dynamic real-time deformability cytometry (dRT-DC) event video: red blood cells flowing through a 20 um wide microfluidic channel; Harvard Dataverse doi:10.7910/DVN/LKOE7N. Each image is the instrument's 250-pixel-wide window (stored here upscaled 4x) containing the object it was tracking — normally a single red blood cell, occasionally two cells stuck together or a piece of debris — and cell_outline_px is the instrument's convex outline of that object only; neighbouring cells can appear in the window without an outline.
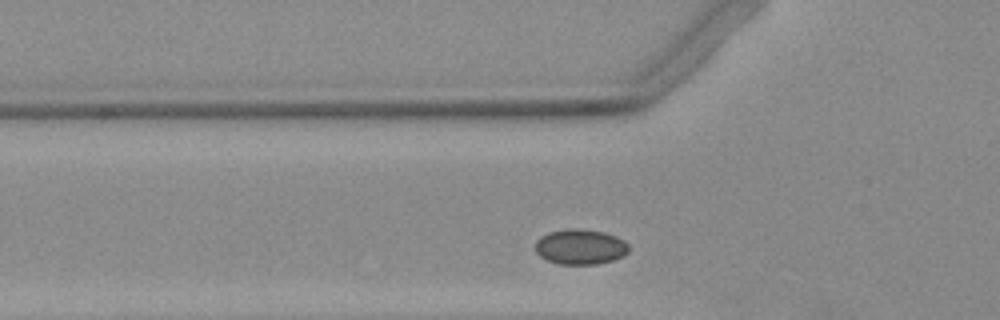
{"species": "Egyptian fruit bat (a non-hibernating species)", "species_latin": "Rousettus aegyptiacus", "temperature_condition": "warm", "stored_images_in_passage": 28, "camera_frame_rate_fps": 3000, "um_per_image_px": 0.085, "animal": {"sex": "female"}, "frame": {"image": 1, "passage_image": 4, "time_ms": 1.0, "image_size_px": [1000, 320], "cell_outline_px": [[628, 252], [624, 256], [612, 260], [596, 264], [556, 264], [540, 256], [536, 252], [536, 240], [540, 236], [548, 232], [568, 228], [580, 228], [604, 232], [616, 236], [624, 240], [628, 244]], "centroid_in_image_um": [49.32, 20.97], "position_along_channel_um": 76.5, "area_um2": 19.36}}
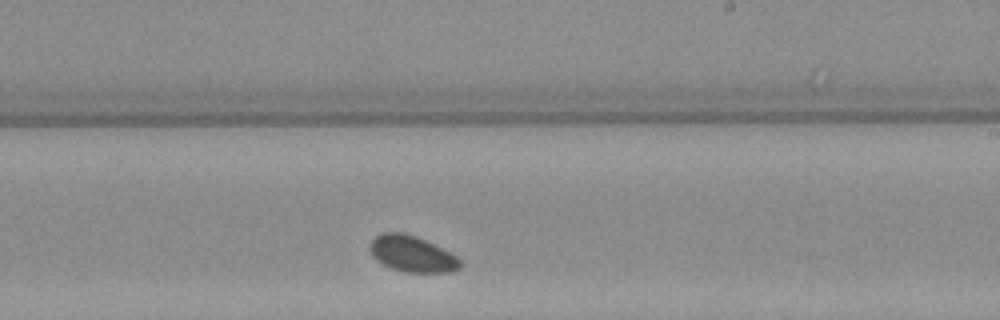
{"frame": {"image": 2, "passage_image": 18, "time_ms": 5.667, "image_size_px": [1000, 320], "cell_outline_px": [[464, 264], [460, 268], [452, 272], [404, 272], [388, 268], [376, 260], [372, 256], [372, 240], [376, 236], [384, 232], [404, 232], [416, 236], [456, 256]], "centroid_in_image_um": [35.03, 21.6], "position_along_channel_um": 254.0, "area_um2": 18.84}}
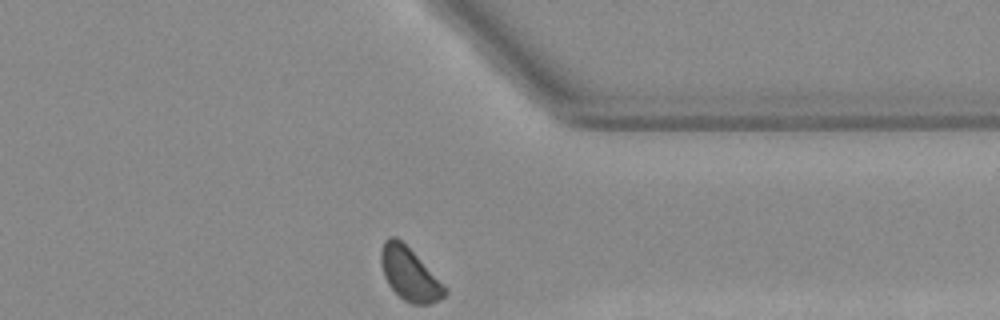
{"frame": {"image": 3, "passage_image": 28, "time_ms": 9.0, "image_size_px": [1000, 320], "cell_outline_px": [[448, 292], [440, 300], [428, 304], [412, 304], [404, 300], [388, 284], [384, 276], [380, 264], [380, 252], [384, 240], [388, 236], [396, 236], [448, 288]], "centroid_in_image_um": [34.8, 23.3], "position_along_channel_um": 376.6, "area_um2": 19.48}}